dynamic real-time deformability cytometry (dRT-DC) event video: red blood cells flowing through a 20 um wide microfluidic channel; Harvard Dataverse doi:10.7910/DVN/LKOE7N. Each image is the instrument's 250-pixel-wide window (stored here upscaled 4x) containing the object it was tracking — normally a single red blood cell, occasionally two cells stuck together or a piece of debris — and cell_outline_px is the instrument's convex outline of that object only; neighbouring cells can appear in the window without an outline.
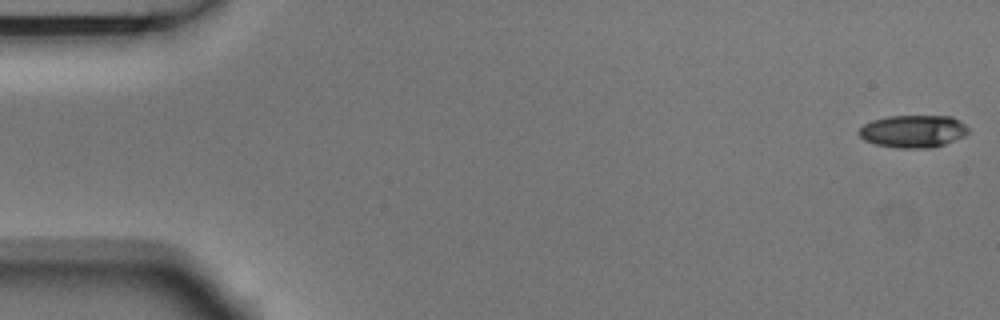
{"species": "Egyptian fruit bat (a non-hibernating species)", "species_latin": "Rousettus aegyptiacus", "temperature_condition": "room temperature", "stored_images_in_passage": 4, "camera_frame_rate_fps": 3000, "um_per_image_px": 0.085, "animal": {"sex": "male"}, "frame": {"image": 1, "passage_image": 1, "time_ms": 0.0, "image_size_px": [1000, 320], "cell_outline_px": [[968, 132], [964, 136], [944, 144], [932, 148], [896, 148], [876, 144], [864, 140], [856, 132], [864, 124], [872, 120], [888, 116], [952, 116], [964, 124], [968, 128]], "centroid_in_image_um": [77.59, 11.16], "position_along_channel_um": 7.4, "area_um2": 20.75}}
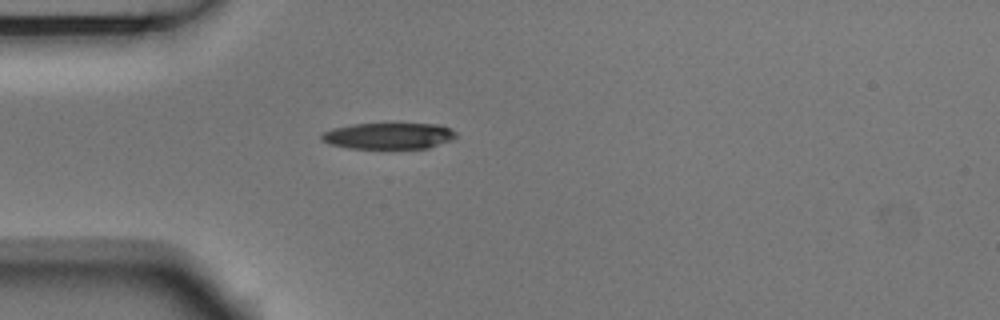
{"frame": {"image": 2, "passage_image": 4, "time_ms": 1.0, "image_size_px": [1000, 320], "cell_outline_px": [[456, 136], [452, 140], [428, 148], [348, 148], [328, 144], [320, 140], [320, 132], [332, 128], [352, 124], [440, 124], [456, 132]], "centroid_in_image_um": [32.97, 11.55], "position_along_channel_um": 52.0, "area_um2": 20.69}}